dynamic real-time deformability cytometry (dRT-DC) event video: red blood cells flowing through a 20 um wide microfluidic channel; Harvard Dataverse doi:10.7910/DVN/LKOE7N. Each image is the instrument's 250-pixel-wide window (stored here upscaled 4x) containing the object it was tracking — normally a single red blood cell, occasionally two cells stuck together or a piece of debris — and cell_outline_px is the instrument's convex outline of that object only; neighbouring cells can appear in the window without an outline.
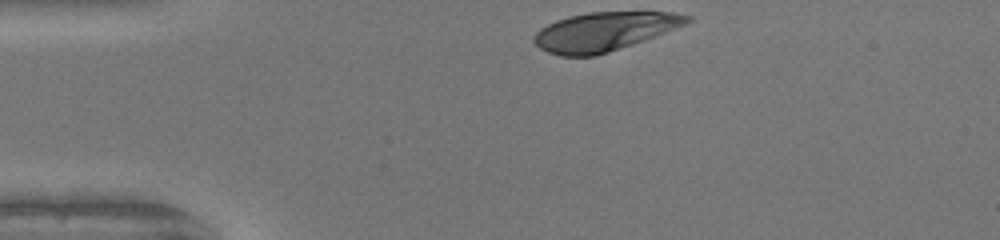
{"species": "human", "species_latin": "Homo sapiens", "temperature_condition": "warm", "stored_images_in_passage": 30, "camera_frame_rate_fps": 3000, "um_per_image_px": 0.085, "donor": {"sex": "female"}, "frame": {"image": 1, "passage_image": 1, "time_ms": 0.0, "image_size_px": [1000, 240], "cell_outline_px": [[692, 20], [684, 24], [644, 40], [596, 56], [560, 56], [548, 52], [540, 48], [532, 40], [532, 36], [540, 28], [556, 20], [568, 16], [588, 12], [672, 12], [692, 16]], "centroid_in_image_um": [51.31, 2.68], "position_along_channel_um": 33.7, "area_um2": 34.33}}
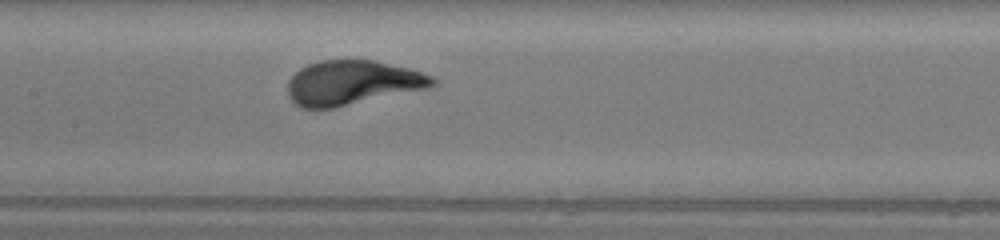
{"frame": {"image": 2, "passage_image": 15, "time_ms": 4.667, "image_size_px": [1000, 240], "cell_outline_px": [[436, 84], [432, 88], [332, 108], [300, 108], [288, 96], [288, 80], [300, 68], [308, 64], [320, 60], [372, 60], [408, 68], [432, 76], [436, 80]], "centroid_in_image_um": [29.96, 7.04], "position_along_channel_um": 177.4, "area_um2": 37.57}}
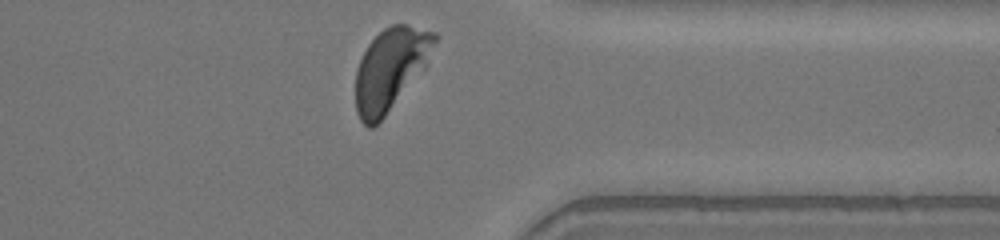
{"frame": {"image": 3, "passage_image": 30, "time_ms": 9.667, "image_size_px": [1000, 240], "cell_outline_px": [[440, 36], [424, 68], [384, 116], [372, 128], [368, 128], [360, 120], [356, 112], [356, 68], [368, 44], [384, 28], [392, 24], [408, 24], [436, 32]], "centroid_in_image_um": [33.2, 5.83], "position_along_channel_um": 378.2, "area_um2": 37.45}, "authors_computed_cell_mechanics": {"area_um2": 36.7897, "velocity_mm_per_s": 4.1477, "shape_relaxation_time_tau1_ms": 2.1316, "shape_relaxation_time_tau2_ms": null, "deformation_change_tau1": 0.1896, "deformation_change_tau2": null}}